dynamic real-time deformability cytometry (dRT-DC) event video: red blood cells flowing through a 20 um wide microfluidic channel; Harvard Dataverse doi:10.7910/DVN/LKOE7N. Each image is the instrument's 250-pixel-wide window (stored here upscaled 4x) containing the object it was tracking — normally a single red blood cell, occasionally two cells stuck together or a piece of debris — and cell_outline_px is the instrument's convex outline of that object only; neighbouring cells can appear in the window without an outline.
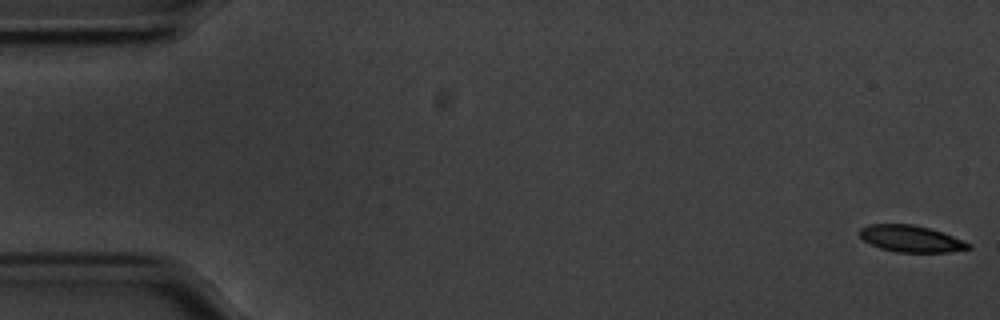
{"species": "common noctule bat (a hibernating species)", "species_latin": "Nyctalus noctula", "temperature_condition": "cold", "stored_images_in_passage": 57, "camera_frame_rate_fps": 3000, "um_per_image_px": 0.085, "animal": {"sex": "male", "body_mass_g": 20.1, "forearm_length_mm": 53.5}, "frame": {"image": 1, "passage_image": 1, "time_ms": 0.0, "image_size_px": [1000, 320], "cell_outline_px": [[972, 248], [948, 252], [896, 252], [880, 248], [864, 240], [860, 236], [860, 228], [868, 224], [912, 224], [928, 228], [952, 236], [972, 244]], "centroid_in_image_um": [77.43, 20.29], "position_along_channel_um": 7.6, "area_um2": 16.7}}
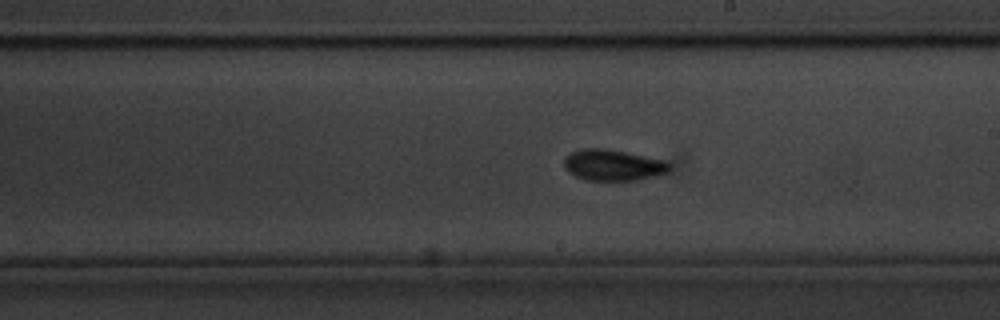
{"frame": {"image": 2, "passage_image": 32, "time_ms": 10.333, "image_size_px": [1000, 320], "cell_outline_px": [[672, 168], [668, 172], [660, 176], [636, 180], [584, 180], [568, 172], [564, 168], [564, 160], [572, 152], [584, 148], [604, 148], [664, 160], [672, 164]], "centroid_in_image_um": [52.15, 14.05], "position_along_channel_um": 236.8, "area_um2": 19.19}}
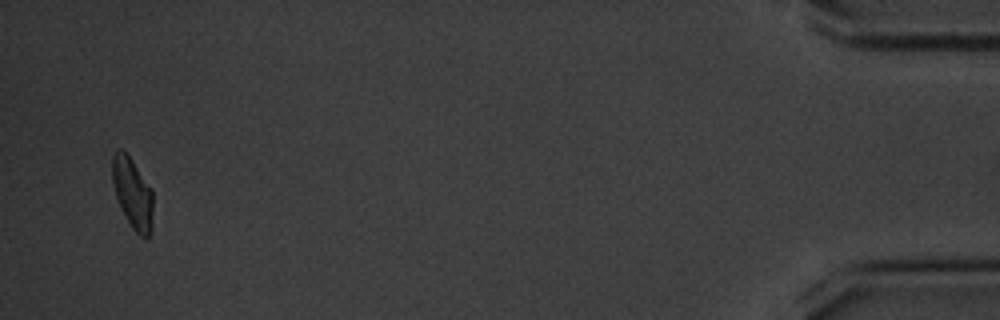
{"frame": {"image": 3, "passage_image": 55, "time_ms": 18.0, "image_size_px": [1000, 320], "cell_outline_px": [[152, 232], [148, 240], [140, 236], [132, 228], [120, 208], [116, 196], [112, 180], [112, 156], [116, 148], [124, 148], [152, 188]], "centroid_in_image_um": [11.27, 16.41], "position_along_channel_um": 423.9, "area_um2": 17.22}, "authors_computed_cell_mechanics": {"area_um2": 17.5712, "velocity_mm_per_s": 3.5225, "shape_relaxation_time_tau1_ms": 2.562, "shape_relaxation_time_tau2_ms": 2.4695, "deformation_change_tau1": 0.1175, "deformation_change_tau2": 0.0829}}